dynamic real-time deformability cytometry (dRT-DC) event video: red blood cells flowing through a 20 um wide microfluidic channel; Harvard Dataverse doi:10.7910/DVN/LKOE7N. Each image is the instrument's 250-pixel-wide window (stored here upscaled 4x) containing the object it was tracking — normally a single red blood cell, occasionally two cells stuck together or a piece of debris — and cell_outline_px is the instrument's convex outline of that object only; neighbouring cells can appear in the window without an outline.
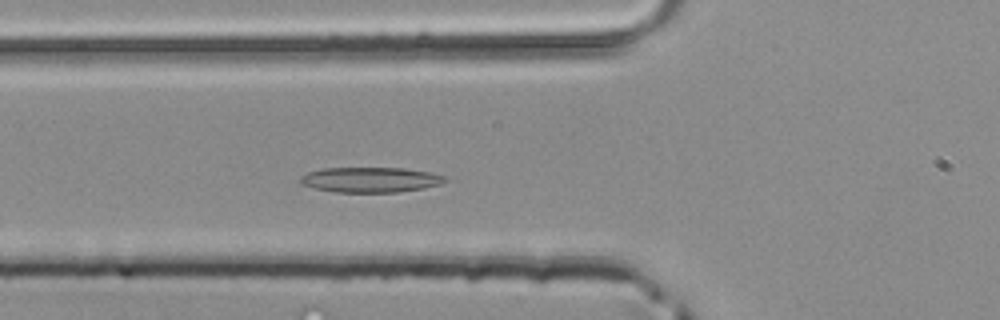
{"species": "common noctule bat (a hibernating species)", "species_latin": "Nyctalus noctula", "temperature_condition": "room temperature", "stored_images_in_passage": 43, "camera_frame_rate_fps": 3000, "um_per_image_px": 0.085, "animal": {"sex": "male", "body_mass_g": 20.4}, "frame": {"image": 1, "passage_image": 12, "time_ms": 3.667, "image_size_px": [1000, 320], "cell_outline_px": [[448, 180], [440, 184], [424, 188], [400, 192], [332, 192], [312, 188], [300, 184], [300, 176], [308, 172], [324, 168], [404, 168], [428, 172], [448, 176]], "centroid_in_image_um": [31.48, 15.28], "position_along_channel_um": 94.3, "area_um2": 21.44}}
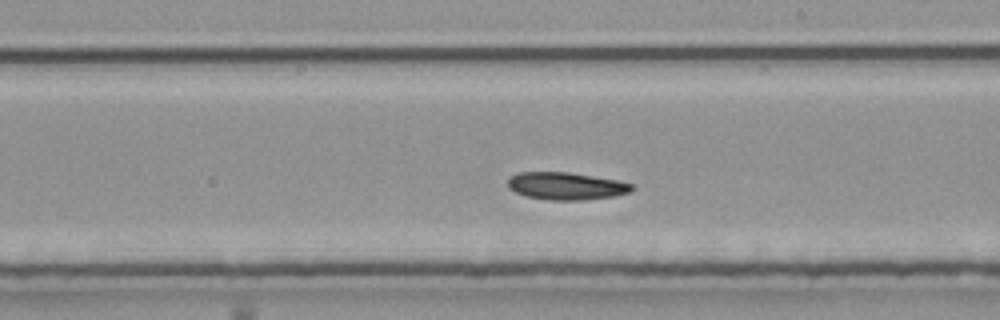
{"frame": {"image": 2, "passage_image": 22, "time_ms": 7.0, "image_size_px": [1000, 320], "cell_outline_px": [[636, 188], [632, 192], [612, 196], [584, 200], [552, 200], [528, 196], [516, 192], [508, 188], [508, 176], [516, 172], [568, 172], [616, 180], [632, 184]], "centroid_in_image_um": [48.11, 15.8], "position_along_channel_um": 240.9, "area_um2": 19.83}}
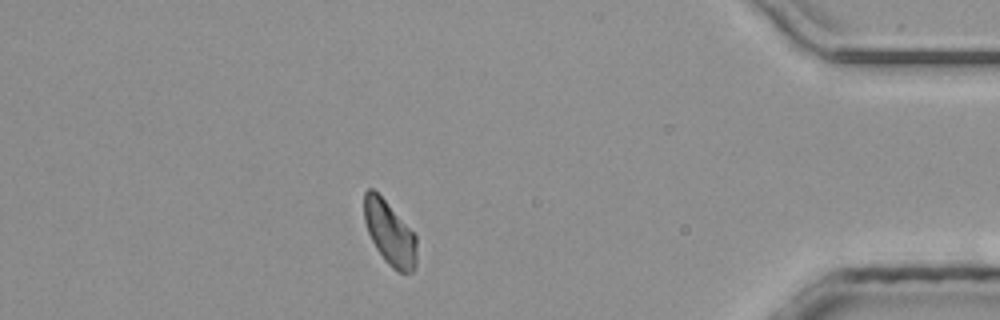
{"frame": {"image": 3, "passage_image": 36, "time_ms": 11.667, "image_size_px": [1000, 320], "cell_outline_px": [[416, 264], [412, 272], [400, 272], [392, 268], [384, 260], [376, 248], [368, 232], [364, 220], [364, 192], [368, 188], [372, 188], [384, 200], [416, 236]], "centroid_in_image_um": [33.1, 19.83], "position_along_channel_um": 402.1, "area_um2": 19.13}}